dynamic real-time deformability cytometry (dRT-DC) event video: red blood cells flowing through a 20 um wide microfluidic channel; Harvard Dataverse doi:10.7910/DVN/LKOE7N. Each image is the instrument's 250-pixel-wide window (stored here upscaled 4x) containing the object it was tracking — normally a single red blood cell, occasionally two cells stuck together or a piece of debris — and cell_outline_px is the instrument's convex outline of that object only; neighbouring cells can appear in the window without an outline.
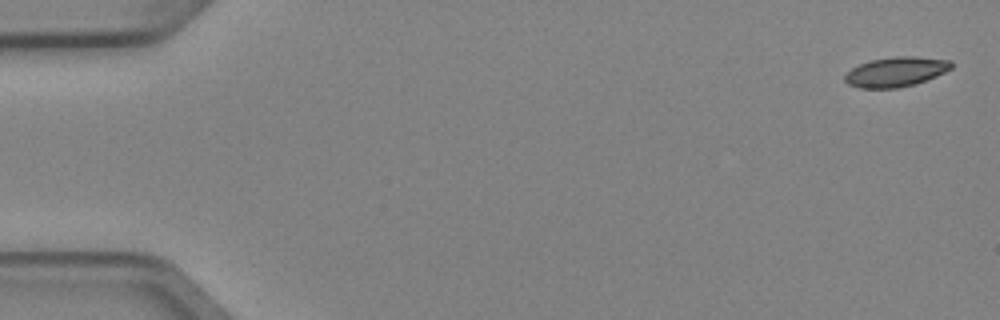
{"species": "Egyptian fruit bat (a non-hibernating species)", "species_latin": "Rousettus aegyptiacus", "temperature_condition": "cold", "stored_images_in_passage": 4, "camera_frame_rate_fps": 3000, "um_per_image_px": 0.085, "animal": {"sex": "female"}, "frame": {"image": 1, "passage_image": 1, "time_ms": 0.0, "image_size_px": [1000, 320], "cell_outline_px": [[952, 68], [936, 76], [912, 84], [896, 88], [860, 88], [848, 84], [844, 80], [844, 76], [852, 68], [868, 60], [892, 56], [916, 56], [952, 60]], "centroid_in_image_um": [76.14, 6.08], "position_along_channel_um": 8.9, "area_um2": 18.44}}
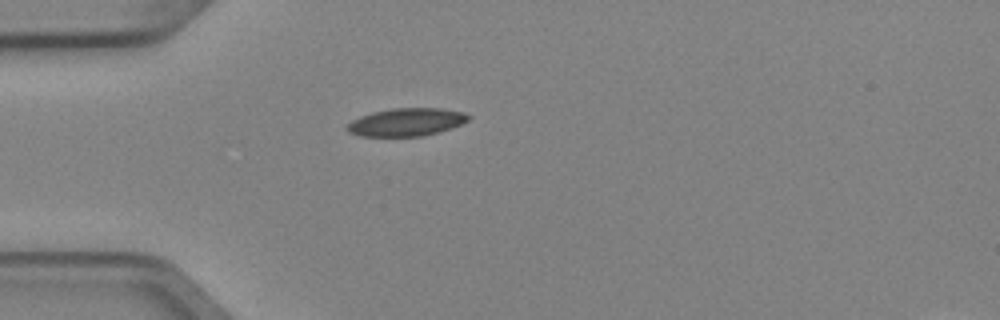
{"frame": {"image": 2, "passage_image": 4, "time_ms": 1.0, "image_size_px": [1000, 320], "cell_outline_px": [[472, 116], [468, 120], [452, 128], [420, 136], [360, 136], [348, 132], [344, 128], [352, 120], [360, 116], [372, 112], [392, 108], [440, 108], [464, 112]], "centroid_in_image_um": [34.52, 10.37], "position_along_channel_um": 50.5, "area_um2": 19.71}}